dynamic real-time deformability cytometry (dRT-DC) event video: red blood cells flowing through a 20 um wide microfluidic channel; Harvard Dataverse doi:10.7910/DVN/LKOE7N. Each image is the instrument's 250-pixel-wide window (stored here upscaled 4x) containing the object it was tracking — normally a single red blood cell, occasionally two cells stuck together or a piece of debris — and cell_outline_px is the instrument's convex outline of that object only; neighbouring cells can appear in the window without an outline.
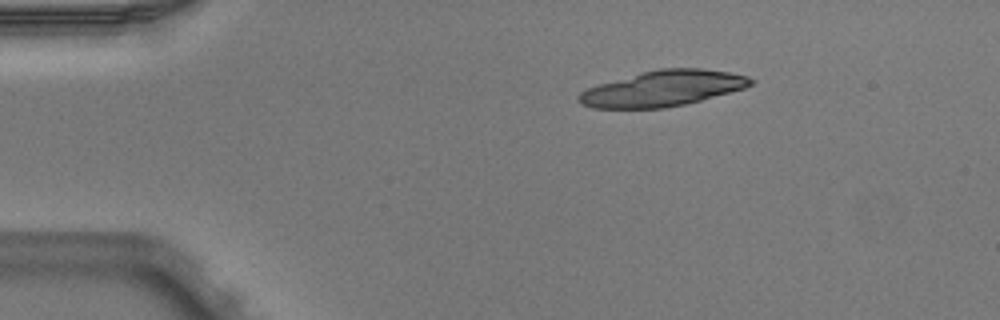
{"species": "Egyptian fruit bat (a non-hibernating species)", "species_latin": "Rousettus aegyptiacus", "temperature_condition": "warm", "stored_images_in_passage": 6, "segment_of_instrument_passage": [1, 2], "camera_frame_rate_fps": 3000, "um_per_image_px": 0.085, "animal": {"sex": "male"}, "frame": {"image": 1, "passage_image": 1, "time_ms": 0.0, "image_size_px": [1000, 320], "cell_outline_px": [[756, 80], [752, 84], [744, 88], [700, 100], [684, 104], [664, 108], [592, 108], [580, 104], [576, 100], [576, 96], [580, 92], [588, 88], [600, 84], [640, 72], [660, 68], [704, 68], [728, 72], [748, 76]], "centroid_in_image_um": [56.31, 7.51], "position_along_channel_um": 28.7, "area_um2": 35.66}}